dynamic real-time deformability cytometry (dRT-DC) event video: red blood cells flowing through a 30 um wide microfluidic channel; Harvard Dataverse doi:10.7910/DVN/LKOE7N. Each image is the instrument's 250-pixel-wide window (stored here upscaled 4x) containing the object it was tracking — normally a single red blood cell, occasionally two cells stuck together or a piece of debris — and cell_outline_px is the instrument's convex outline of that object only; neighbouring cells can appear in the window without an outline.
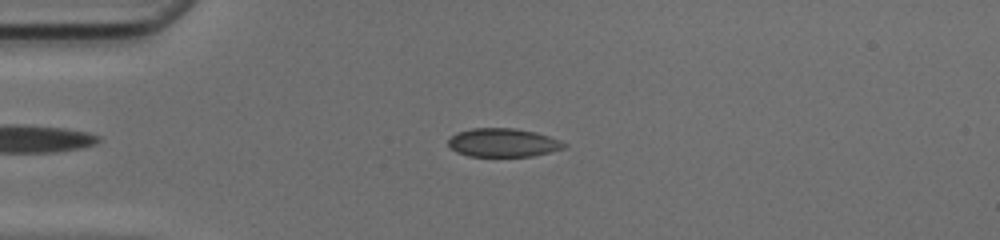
{"species": "common noctule bat (a hibernating species)", "species_latin": "Nyctalus noctula", "temperature_condition": "cold", "stored_images_in_passage": 46, "camera_frame_rate_fps": 3000, "um_per_image_px": 0.085, "animal": {"sex": "female", "body_mass_g": 17.0, "forearm_length_mm": 48.0}, "frame": {"image": 1, "passage_image": 12, "time_ms": 3.667, "image_size_px": [1000, 240], "cell_outline_px": [[568, 144], [564, 148], [532, 156], [468, 156], [456, 152], [448, 144], [448, 140], [456, 132], [472, 128], [516, 128], [548, 136]], "centroid_in_image_um": [42.72, 12.12], "position_along_channel_um": 42.3, "area_um2": 19.07}}
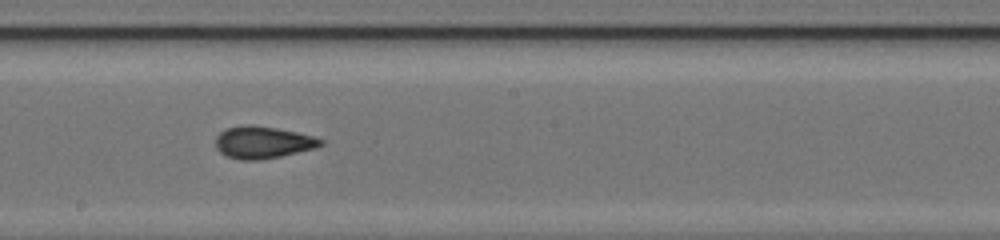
{"frame": {"image": 2, "passage_image": 27, "time_ms": 8.667, "image_size_px": [1000, 240], "cell_outline_px": [[324, 144], [316, 148], [280, 156], [260, 160], [240, 160], [228, 156], [220, 152], [216, 148], [216, 136], [220, 132], [228, 128], [244, 124], [252, 124], [276, 128], [296, 132], [312, 136], [324, 140]], "centroid_in_image_um": [22.34, 12.1], "position_along_channel_um": 225.9, "area_um2": 19.65}}
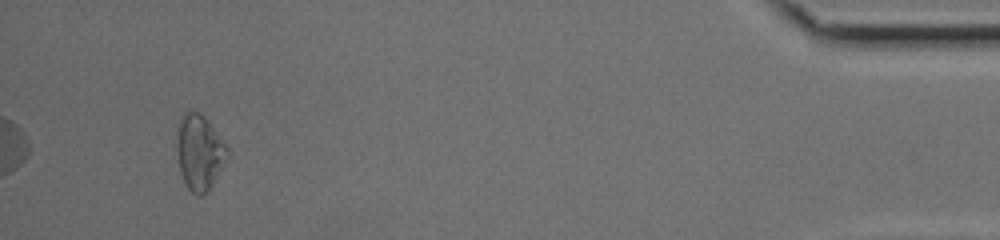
{"frame": {"image": 3, "passage_image": 46, "time_ms": 15.0, "image_size_px": [1000, 240], "cell_outline_px": [[228, 156], [208, 188], [200, 196], [192, 192], [188, 188], [180, 172], [176, 152], [176, 124], [180, 116], [188, 108], [204, 116], [208, 120], [228, 148]], "centroid_in_image_um": [16.89, 12.84], "position_along_channel_um": 418.3, "area_um2": 22.08}, "authors_computed_cell_mechanics": {"area_um2": 19.074, "velocity_mm_per_s": 4.1956, "shape_relaxation_time_tau1_ms": 9.1358, "shape_relaxation_time_tau2_ms": 2.4965, "deformation_change_tau1": 0.1489, "deformation_change_tau2": 0.0461}}